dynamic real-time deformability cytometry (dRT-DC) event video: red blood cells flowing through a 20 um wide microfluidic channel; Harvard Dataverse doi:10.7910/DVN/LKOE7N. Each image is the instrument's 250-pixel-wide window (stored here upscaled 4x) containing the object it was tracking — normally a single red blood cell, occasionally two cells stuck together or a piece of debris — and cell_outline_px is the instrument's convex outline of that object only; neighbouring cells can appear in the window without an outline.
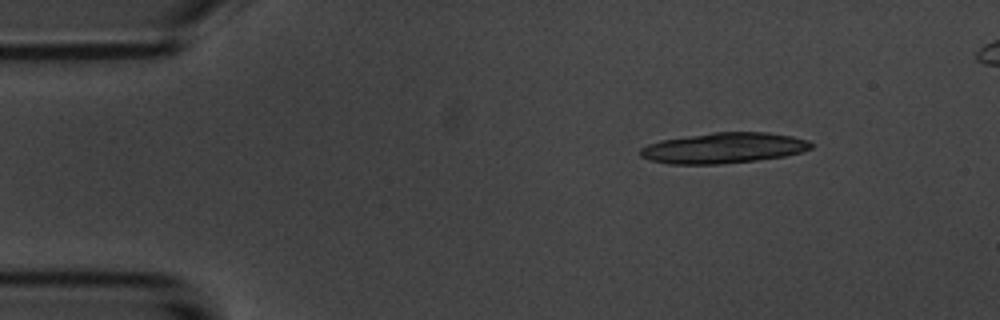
{"species": "common noctule bat (a hibernating species)", "species_latin": "Nyctalus noctula", "temperature_condition": "room temperature", "stored_images_in_passage": 6, "segment_of_instrument_passage": [2, 2], "camera_frame_rate_fps": 3000, "um_per_image_px": 0.085, "animal": {"sex": "male", "body_mass_g": 20.1, "forearm_length_mm": 53.5}, "frame": {"image": 1, "passage_image": 6, "time_ms": 6.0, "image_size_px": [1000, 320], "cell_outline_px": [[812, 148], [800, 152], [784, 156], [756, 160], [716, 164], [668, 164], [652, 160], [640, 156], [640, 148], [648, 144], [660, 140], [712, 132], [768, 132], [792, 136], [808, 140], [812, 144]], "centroid_in_image_um": [61.5, 12.57], "position_along_channel_um": 23.5, "area_um2": 30.35}}